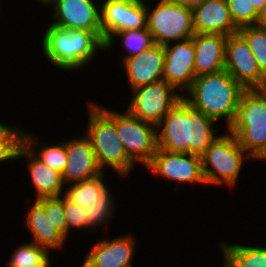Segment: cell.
I'll use <instances>...</instances> for the list:
<instances>
[{
    "mask_svg": "<svg viewBox=\"0 0 266 267\" xmlns=\"http://www.w3.org/2000/svg\"><path fill=\"white\" fill-rule=\"evenodd\" d=\"M26 160L27 170L32 186H34V199L42 197H58L64 194L65 185L62 174L37 159L22 143L15 152V160Z\"/></svg>",
    "mask_w": 266,
    "mask_h": 267,
    "instance_id": "cell-19",
    "label": "cell"
},
{
    "mask_svg": "<svg viewBox=\"0 0 266 267\" xmlns=\"http://www.w3.org/2000/svg\"><path fill=\"white\" fill-rule=\"evenodd\" d=\"M126 110L134 117L157 126L163 117L182 99L172 85L163 79L131 90Z\"/></svg>",
    "mask_w": 266,
    "mask_h": 267,
    "instance_id": "cell-9",
    "label": "cell"
},
{
    "mask_svg": "<svg viewBox=\"0 0 266 267\" xmlns=\"http://www.w3.org/2000/svg\"><path fill=\"white\" fill-rule=\"evenodd\" d=\"M31 267H52V265H35V266H31Z\"/></svg>",
    "mask_w": 266,
    "mask_h": 267,
    "instance_id": "cell-39",
    "label": "cell"
},
{
    "mask_svg": "<svg viewBox=\"0 0 266 267\" xmlns=\"http://www.w3.org/2000/svg\"><path fill=\"white\" fill-rule=\"evenodd\" d=\"M131 235L102 238L87 250L84 258L93 267H134L132 261L136 256L138 240L134 234Z\"/></svg>",
    "mask_w": 266,
    "mask_h": 267,
    "instance_id": "cell-16",
    "label": "cell"
},
{
    "mask_svg": "<svg viewBox=\"0 0 266 267\" xmlns=\"http://www.w3.org/2000/svg\"><path fill=\"white\" fill-rule=\"evenodd\" d=\"M216 125L182 98L157 125L158 148L201 156L220 134Z\"/></svg>",
    "mask_w": 266,
    "mask_h": 267,
    "instance_id": "cell-1",
    "label": "cell"
},
{
    "mask_svg": "<svg viewBox=\"0 0 266 267\" xmlns=\"http://www.w3.org/2000/svg\"><path fill=\"white\" fill-rule=\"evenodd\" d=\"M67 163L62 173L65 186L93 179L104 172L99 167L91 144L85 135L64 140Z\"/></svg>",
    "mask_w": 266,
    "mask_h": 267,
    "instance_id": "cell-15",
    "label": "cell"
},
{
    "mask_svg": "<svg viewBox=\"0 0 266 267\" xmlns=\"http://www.w3.org/2000/svg\"><path fill=\"white\" fill-rule=\"evenodd\" d=\"M245 89L226 71L197 76L182 98L195 110L226 128L234 119ZM227 125V126H226Z\"/></svg>",
    "mask_w": 266,
    "mask_h": 267,
    "instance_id": "cell-3",
    "label": "cell"
},
{
    "mask_svg": "<svg viewBox=\"0 0 266 267\" xmlns=\"http://www.w3.org/2000/svg\"><path fill=\"white\" fill-rule=\"evenodd\" d=\"M119 38V39H118ZM119 41L123 46L122 59L120 57V62H122L125 58H129L131 56L139 55L142 51L149 49L155 43L152 38V34L147 30V28L143 29H132V30H123L116 33H113L106 41H105V51L113 48L115 41Z\"/></svg>",
    "mask_w": 266,
    "mask_h": 267,
    "instance_id": "cell-24",
    "label": "cell"
},
{
    "mask_svg": "<svg viewBox=\"0 0 266 267\" xmlns=\"http://www.w3.org/2000/svg\"><path fill=\"white\" fill-rule=\"evenodd\" d=\"M238 32L247 41L259 68L266 75V27L244 26Z\"/></svg>",
    "mask_w": 266,
    "mask_h": 267,
    "instance_id": "cell-28",
    "label": "cell"
},
{
    "mask_svg": "<svg viewBox=\"0 0 266 267\" xmlns=\"http://www.w3.org/2000/svg\"><path fill=\"white\" fill-rule=\"evenodd\" d=\"M192 38L195 48L196 77L223 71L227 36L195 33Z\"/></svg>",
    "mask_w": 266,
    "mask_h": 267,
    "instance_id": "cell-20",
    "label": "cell"
},
{
    "mask_svg": "<svg viewBox=\"0 0 266 267\" xmlns=\"http://www.w3.org/2000/svg\"><path fill=\"white\" fill-rule=\"evenodd\" d=\"M194 32L200 34H223L238 32L226 0H205L192 9Z\"/></svg>",
    "mask_w": 266,
    "mask_h": 267,
    "instance_id": "cell-18",
    "label": "cell"
},
{
    "mask_svg": "<svg viewBox=\"0 0 266 267\" xmlns=\"http://www.w3.org/2000/svg\"><path fill=\"white\" fill-rule=\"evenodd\" d=\"M22 125H7L0 122V164L15 162V152L21 143Z\"/></svg>",
    "mask_w": 266,
    "mask_h": 267,
    "instance_id": "cell-29",
    "label": "cell"
},
{
    "mask_svg": "<svg viewBox=\"0 0 266 267\" xmlns=\"http://www.w3.org/2000/svg\"><path fill=\"white\" fill-rule=\"evenodd\" d=\"M163 48L165 51L163 80L183 95L196 78L193 38L172 42Z\"/></svg>",
    "mask_w": 266,
    "mask_h": 267,
    "instance_id": "cell-14",
    "label": "cell"
},
{
    "mask_svg": "<svg viewBox=\"0 0 266 267\" xmlns=\"http://www.w3.org/2000/svg\"><path fill=\"white\" fill-rule=\"evenodd\" d=\"M27 130L22 129L21 143L42 163L62 174L67 163L64 141L44 144L38 134Z\"/></svg>",
    "mask_w": 266,
    "mask_h": 267,
    "instance_id": "cell-22",
    "label": "cell"
},
{
    "mask_svg": "<svg viewBox=\"0 0 266 267\" xmlns=\"http://www.w3.org/2000/svg\"><path fill=\"white\" fill-rule=\"evenodd\" d=\"M184 6L193 9L196 6L201 5L205 0H175Z\"/></svg>",
    "mask_w": 266,
    "mask_h": 267,
    "instance_id": "cell-34",
    "label": "cell"
},
{
    "mask_svg": "<svg viewBox=\"0 0 266 267\" xmlns=\"http://www.w3.org/2000/svg\"><path fill=\"white\" fill-rule=\"evenodd\" d=\"M153 176L162 177L174 183L178 187L185 184L207 186L203 170L201 156L189 153H171L157 149L151 162L145 167Z\"/></svg>",
    "mask_w": 266,
    "mask_h": 267,
    "instance_id": "cell-10",
    "label": "cell"
},
{
    "mask_svg": "<svg viewBox=\"0 0 266 267\" xmlns=\"http://www.w3.org/2000/svg\"><path fill=\"white\" fill-rule=\"evenodd\" d=\"M87 129L83 133L91 144L99 167L113 169L118 177H129L137 165L127 156L114 124V109L95 102L87 104ZM129 175V176H128Z\"/></svg>",
    "mask_w": 266,
    "mask_h": 267,
    "instance_id": "cell-4",
    "label": "cell"
},
{
    "mask_svg": "<svg viewBox=\"0 0 266 267\" xmlns=\"http://www.w3.org/2000/svg\"><path fill=\"white\" fill-rule=\"evenodd\" d=\"M105 173L78 183L65 186L64 196L71 202L85 208L95 203L100 190L107 184Z\"/></svg>",
    "mask_w": 266,
    "mask_h": 267,
    "instance_id": "cell-26",
    "label": "cell"
},
{
    "mask_svg": "<svg viewBox=\"0 0 266 267\" xmlns=\"http://www.w3.org/2000/svg\"><path fill=\"white\" fill-rule=\"evenodd\" d=\"M41 36V53L51 66L65 72L84 69L96 58L97 52L105 51L102 32L63 29L53 24Z\"/></svg>",
    "mask_w": 266,
    "mask_h": 267,
    "instance_id": "cell-2",
    "label": "cell"
},
{
    "mask_svg": "<svg viewBox=\"0 0 266 267\" xmlns=\"http://www.w3.org/2000/svg\"><path fill=\"white\" fill-rule=\"evenodd\" d=\"M64 215L67 222V240L69 239L68 237L73 229L78 230L77 232L80 230L81 233H83V230L86 232V214L84 208L69 201L65 196Z\"/></svg>",
    "mask_w": 266,
    "mask_h": 267,
    "instance_id": "cell-32",
    "label": "cell"
},
{
    "mask_svg": "<svg viewBox=\"0 0 266 267\" xmlns=\"http://www.w3.org/2000/svg\"><path fill=\"white\" fill-rule=\"evenodd\" d=\"M222 262L228 267H266V246L219 242Z\"/></svg>",
    "mask_w": 266,
    "mask_h": 267,
    "instance_id": "cell-23",
    "label": "cell"
},
{
    "mask_svg": "<svg viewBox=\"0 0 266 267\" xmlns=\"http://www.w3.org/2000/svg\"><path fill=\"white\" fill-rule=\"evenodd\" d=\"M33 201L26 211V220L24 221L27 231L32 236V242L45 248L51 254L56 250L63 249L67 239L48 219L44 207L36 199Z\"/></svg>",
    "mask_w": 266,
    "mask_h": 267,
    "instance_id": "cell-21",
    "label": "cell"
},
{
    "mask_svg": "<svg viewBox=\"0 0 266 267\" xmlns=\"http://www.w3.org/2000/svg\"><path fill=\"white\" fill-rule=\"evenodd\" d=\"M114 191L107 183L99 192L98 199L95 203L84 208L86 214V233L87 230L102 229L114 218L116 210V199L113 197ZM110 220V221H109ZM103 227V228H102Z\"/></svg>",
    "mask_w": 266,
    "mask_h": 267,
    "instance_id": "cell-25",
    "label": "cell"
},
{
    "mask_svg": "<svg viewBox=\"0 0 266 267\" xmlns=\"http://www.w3.org/2000/svg\"><path fill=\"white\" fill-rule=\"evenodd\" d=\"M114 124L127 156L137 165L145 167L158 149L157 126L132 116L126 109H114Z\"/></svg>",
    "mask_w": 266,
    "mask_h": 267,
    "instance_id": "cell-8",
    "label": "cell"
},
{
    "mask_svg": "<svg viewBox=\"0 0 266 267\" xmlns=\"http://www.w3.org/2000/svg\"><path fill=\"white\" fill-rule=\"evenodd\" d=\"M266 161V149L263 151V153L255 160V161ZM266 163V162H265Z\"/></svg>",
    "mask_w": 266,
    "mask_h": 267,
    "instance_id": "cell-37",
    "label": "cell"
},
{
    "mask_svg": "<svg viewBox=\"0 0 266 267\" xmlns=\"http://www.w3.org/2000/svg\"><path fill=\"white\" fill-rule=\"evenodd\" d=\"M234 24L238 28L256 25L258 12L249 0H226Z\"/></svg>",
    "mask_w": 266,
    "mask_h": 267,
    "instance_id": "cell-31",
    "label": "cell"
},
{
    "mask_svg": "<svg viewBox=\"0 0 266 267\" xmlns=\"http://www.w3.org/2000/svg\"><path fill=\"white\" fill-rule=\"evenodd\" d=\"M255 161L266 149V89H245L228 128Z\"/></svg>",
    "mask_w": 266,
    "mask_h": 267,
    "instance_id": "cell-5",
    "label": "cell"
},
{
    "mask_svg": "<svg viewBox=\"0 0 266 267\" xmlns=\"http://www.w3.org/2000/svg\"><path fill=\"white\" fill-rule=\"evenodd\" d=\"M17 246L18 247L12 251L10 260L5 264V267L52 265L51 257H53V255L38 244L27 241V243L24 242Z\"/></svg>",
    "mask_w": 266,
    "mask_h": 267,
    "instance_id": "cell-27",
    "label": "cell"
},
{
    "mask_svg": "<svg viewBox=\"0 0 266 267\" xmlns=\"http://www.w3.org/2000/svg\"><path fill=\"white\" fill-rule=\"evenodd\" d=\"M256 25L260 27H266V3L262 7V9L258 12Z\"/></svg>",
    "mask_w": 266,
    "mask_h": 267,
    "instance_id": "cell-33",
    "label": "cell"
},
{
    "mask_svg": "<svg viewBox=\"0 0 266 267\" xmlns=\"http://www.w3.org/2000/svg\"><path fill=\"white\" fill-rule=\"evenodd\" d=\"M222 264H223L222 267H228L224 262Z\"/></svg>",
    "mask_w": 266,
    "mask_h": 267,
    "instance_id": "cell-40",
    "label": "cell"
},
{
    "mask_svg": "<svg viewBox=\"0 0 266 267\" xmlns=\"http://www.w3.org/2000/svg\"><path fill=\"white\" fill-rule=\"evenodd\" d=\"M98 0H51V24L63 29L102 32Z\"/></svg>",
    "mask_w": 266,
    "mask_h": 267,
    "instance_id": "cell-12",
    "label": "cell"
},
{
    "mask_svg": "<svg viewBox=\"0 0 266 267\" xmlns=\"http://www.w3.org/2000/svg\"><path fill=\"white\" fill-rule=\"evenodd\" d=\"M147 4L146 28L152 34L154 43L167 45L187 40L195 34L191 8L175 0H157Z\"/></svg>",
    "mask_w": 266,
    "mask_h": 267,
    "instance_id": "cell-7",
    "label": "cell"
},
{
    "mask_svg": "<svg viewBox=\"0 0 266 267\" xmlns=\"http://www.w3.org/2000/svg\"><path fill=\"white\" fill-rule=\"evenodd\" d=\"M45 209L48 219L67 239V222L64 215V195L58 197H42L36 199Z\"/></svg>",
    "mask_w": 266,
    "mask_h": 267,
    "instance_id": "cell-30",
    "label": "cell"
},
{
    "mask_svg": "<svg viewBox=\"0 0 266 267\" xmlns=\"http://www.w3.org/2000/svg\"><path fill=\"white\" fill-rule=\"evenodd\" d=\"M249 1L251 2V5L254 6L257 12H259L266 3V0H249Z\"/></svg>",
    "mask_w": 266,
    "mask_h": 267,
    "instance_id": "cell-35",
    "label": "cell"
},
{
    "mask_svg": "<svg viewBox=\"0 0 266 267\" xmlns=\"http://www.w3.org/2000/svg\"><path fill=\"white\" fill-rule=\"evenodd\" d=\"M83 263L79 267H93L85 258Z\"/></svg>",
    "mask_w": 266,
    "mask_h": 267,
    "instance_id": "cell-38",
    "label": "cell"
},
{
    "mask_svg": "<svg viewBox=\"0 0 266 267\" xmlns=\"http://www.w3.org/2000/svg\"><path fill=\"white\" fill-rule=\"evenodd\" d=\"M224 70L244 89L266 88V75L259 68L247 41L239 32L227 36Z\"/></svg>",
    "mask_w": 266,
    "mask_h": 267,
    "instance_id": "cell-11",
    "label": "cell"
},
{
    "mask_svg": "<svg viewBox=\"0 0 266 267\" xmlns=\"http://www.w3.org/2000/svg\"><path fill=\"white\" fill-rule=\"evenodd\" d=\"M34 2H38L40 6L46 7L50 4L51 0H34Z\"/></svg>",
    "mask_w": 266,
    "mask_h": 267,
    "instance_id": "cell-36",
    "label": "cell"
},
{
    "mask_svg": "<svg viewBox=\"0 0 266 267\" xmlns=\"http://www.w3.org/2000/svg\"><path fill=\"white\" fill-rule=\"evenodd\" d=\"M101 30L104 42L123 30L146 28L147 0H102Z\"/></svg>",
    "mask_w": 266,
    "mask_h": 267,
    "instance_id": "cell-13",
    "label": "cell"
},
{
    "mask_svg": "<svg viewBox=\"0 0 266 267\" xmlns=\"http://www.w3.org/2000/svg\"><path fill=\"white\" fill-rule=\"evenodd\" d=\"M164 61V48L156 43L139 55L125 58L120 64L127 76L130 91L162 80Z\"/></svg>",
    "mask_w": 266,
    "mask_h": 267,
    "instance_id": "cell-17",
    "label": "cell"
},
{
    "mask_svg": "<svg viewBox=\"0 0 266 267\" xmlns=\"http://www.w3.org/2000/svg\"><path fill=\"white\" fill-rule=\"evenodd\" d=\"M202 170L207 186L236 187L245 165L253 160L241 147L236 136L226 129L201 155Z\"/></svg>",
    "mask_w": 266,
    "mask_h": 267,
    "instance_id": "cell-6",
    "label": "cell"
}]
</instances>
